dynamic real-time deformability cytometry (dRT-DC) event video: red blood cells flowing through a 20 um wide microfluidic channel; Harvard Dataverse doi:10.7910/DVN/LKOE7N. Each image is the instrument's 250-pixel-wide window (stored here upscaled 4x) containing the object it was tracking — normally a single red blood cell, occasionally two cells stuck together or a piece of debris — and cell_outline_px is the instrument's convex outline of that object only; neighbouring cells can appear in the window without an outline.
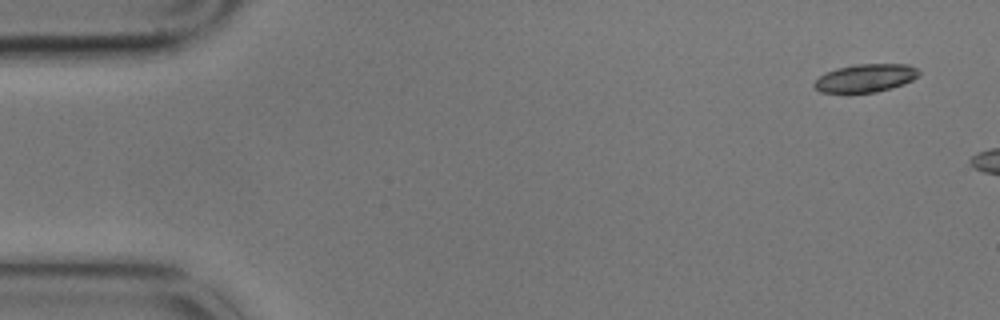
{"species": "common noctule bat (a hibernating species)", "species_latin": "Nyctalus noctula", "temperature_condition": "cold", "stored_images_in_passage": 3, "camera_frame_rate_fps": 3000, "um_per_image_px": 0.085, "animal": {"sex": "male", "body_mass_g": 17.9}, "frame": {"image": 1, "passage_image": 1, "time_ms": 0.0, "image_size_px": [1000, 320], "cell_outline_px": [[920, 72], [912, 80], [904, 84], [892, 88], [876, 92], [820, 92], [812, 84], [820, 76], [836, 68], [856, 64], [908, 64], [920, 68]], "centroid_in_image_um": [73.61, 6.62], "position_along_channel_um": 11.4, "area_um2": 17.05}}